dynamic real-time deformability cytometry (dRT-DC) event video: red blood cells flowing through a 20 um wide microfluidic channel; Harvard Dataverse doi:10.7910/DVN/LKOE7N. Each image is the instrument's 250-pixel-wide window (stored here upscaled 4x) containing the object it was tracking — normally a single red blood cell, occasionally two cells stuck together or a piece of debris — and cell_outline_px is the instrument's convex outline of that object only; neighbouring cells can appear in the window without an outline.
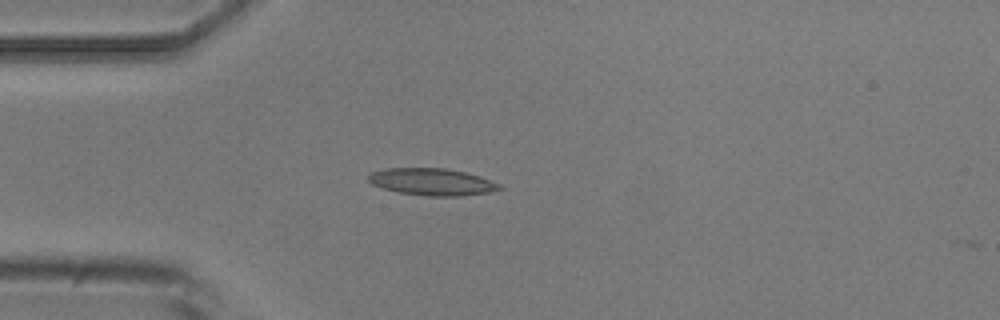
{"species": "common noctule bat (a hibernating species)", "species_latin": "Nyctalus noctula", "temperature_condition": "room temperature", "stored_images_in_passage": 3, "camera_frame_rate_fps": 3000, "um_per_image_px": 0.085, "animal": {"sex": "male", "body_mass_g": 20.5, "forearm_length_mm": 52.5}, "frame": {"image": 1, "passage_image": 3, "time_ms": 2.333, "image_size_px": [1000, 320], "cell_outline_px": [[504, 188], [488, 192], [460, 196], [428, 196], [400, 192], [384, 188], [372, 184], [368, 180], [368, 176], [372, 172], [384, 168], [444, 168], [464, 172], [480, 176], [500, 184]], "centroid_in_image_um": [36.73, 15.45], "position_along_channel_um": 48.3, "area_um2": 20.46}}